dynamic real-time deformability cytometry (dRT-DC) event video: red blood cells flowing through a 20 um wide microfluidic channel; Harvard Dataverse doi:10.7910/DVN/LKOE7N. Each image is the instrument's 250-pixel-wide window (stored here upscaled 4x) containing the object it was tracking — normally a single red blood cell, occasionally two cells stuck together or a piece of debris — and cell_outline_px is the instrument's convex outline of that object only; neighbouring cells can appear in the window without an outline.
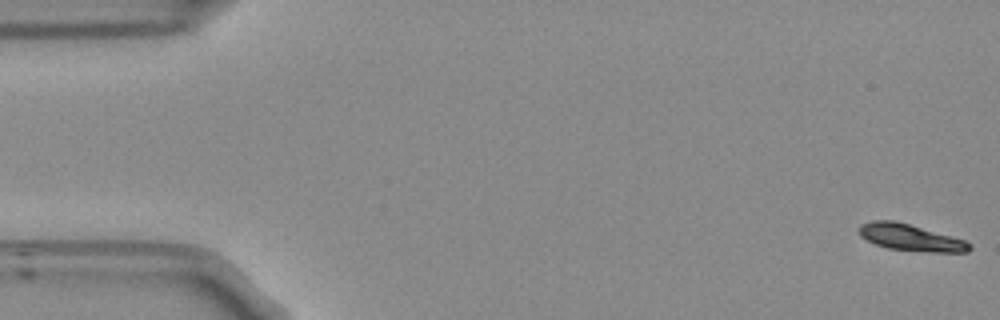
{"species": "Egyptian fruit bat (a non-hibernating species)", "species_latin": "Rousettus aegyptiacus", "temperature_condition": "room temperature", "stored_images_in_passage": 53, "camera_frame_rate_fps": 3000, "um_per_image_px": 0.085, "frame": {"image": 1, "passage_image": 1, "time_ms": 0.0, "image_size_px": [1000, 320], "cell_outline_px": [[972, 248], [968, 252], [932, 252], [888, 248], [876, 244], [860, 236], [856, 228], [860, 224], [872, 220], [892, 220], [908, 224], [964, 240], [972, 244]], "centroid_in_image_um": [77.36, 20.18], "position_along_channel_um": 7.6, "area_um2": 16.94}}
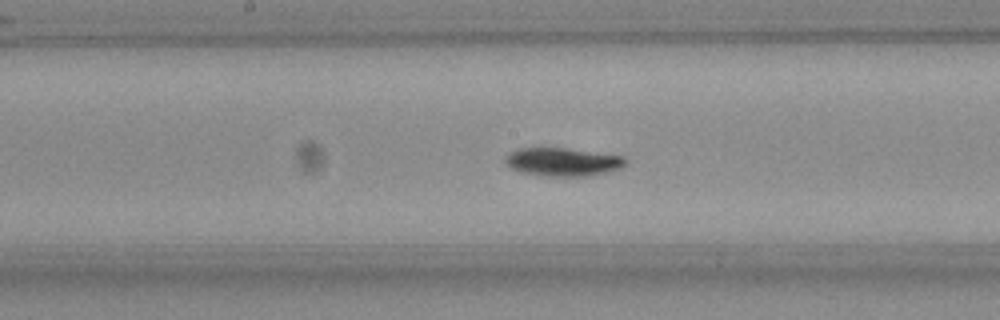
{"frame": {"image": 2, "passage_image": 27, "time_ms": 8.667, "image_size_px": [1000, 320], "cell_outline_px": [[628, 164], [620, 168], [608, 172], [592, 176], [544, 176], [520, 172], [512, 168], [504, 160], [512, 152], [520, 148], [564, 148], [624, 156], [628, 160]], "centroid_in_image_um": [47.91, 13.77], "position_along_channel_um": 200.3, "area_um2": 19.77}}
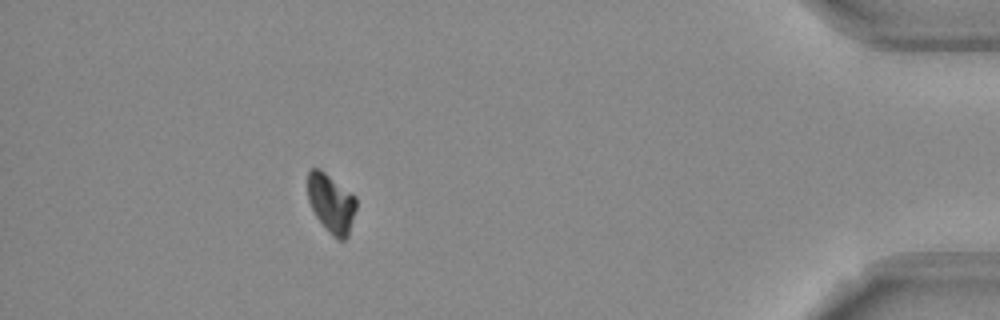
{"frame": {"image": 3, "passage_image": 48, "time_ms": 15.667, "image_size_px": [1000, 320], "cell_outline_px": [[356, 208], [348, 236], [344, 240], [340, 240], [332, 236], [328, 232], [316, 216], [308, 200], [308, 172], [312, 168], [316, 168], [324, 172], [356, 196]], "centroid_in_image_um": [28.16, 17.3], "position_along_channel_um": 407.0, "area_um2": 16.47}, "authors_computed_cell_mechanics": {"area_um2": 18.1492, "velocity_mm_per_s": 3.771, "shape_relaxation_time_tau1_ms": 2.7662, "shape_relaxation_time_tau2_ms": null, "deformation_change_tau1": 0.1085, "deformation_change_tau2": null}}